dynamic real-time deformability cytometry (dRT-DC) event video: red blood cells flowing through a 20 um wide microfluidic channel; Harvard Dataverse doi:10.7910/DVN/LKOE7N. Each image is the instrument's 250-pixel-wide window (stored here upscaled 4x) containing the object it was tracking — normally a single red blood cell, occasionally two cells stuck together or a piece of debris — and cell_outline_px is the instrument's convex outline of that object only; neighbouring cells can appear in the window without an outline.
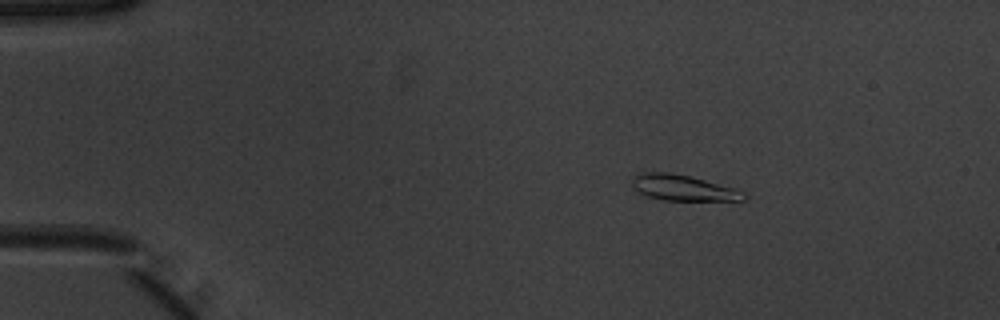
{"species": "common noctule bat (a hibernating species)", "species_latin": "Nyctalus noctula", "temperature_condition": "warm", "stored_images_in_passage": 51, "camera_frame_rate_fps": 3000, "um_per_image_px": 0.085, "animal": {"sex": "male", "body_mass_g": 20.1, "forearm_length_mm": 53.5}, "frame": {"image": 1, "passage_image": 8, "time_ms": 2.333, "image_size_px": [1000, 320], "cell_outline_px": [[748, 196], [744, 200], [664, 200], [648, 196], [632, 188], [632, 180], [636, 176], [648, 172], [668, 172], [688, 176], [704, 180], [732, 188], [744, 192]], "centroid_in_image_um": [58.06, 15.97], "position_along_channel_um": 26.9, "area_um2": 16.3}}
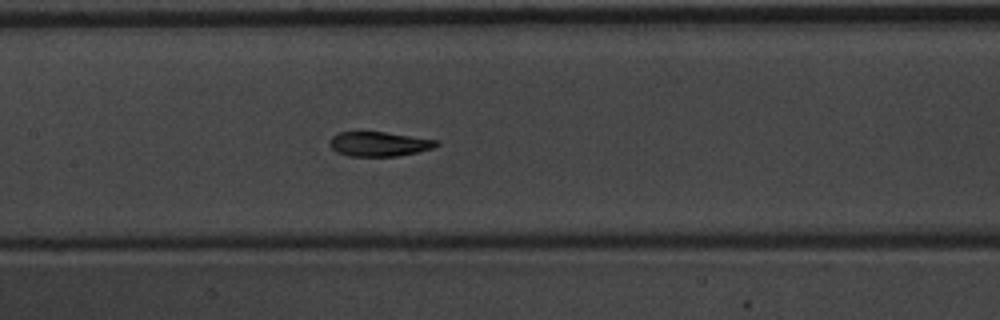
{"frame": {"image": 2, "passage_image": 25, "time_ms": 8.0, "image_size_px": [1000, 320], "cell_outline_px": [[440, 144], [432, 148], [416, 152], [396, 156], [348, 156], [336, 152], [328, 144], [332, 136], [340, 132], [384, 132], [436, 140]], "centroid_in_image_um": [32.17, 12.24], "position_along_channel_um": 175.2, "area_um2": 15.09}}
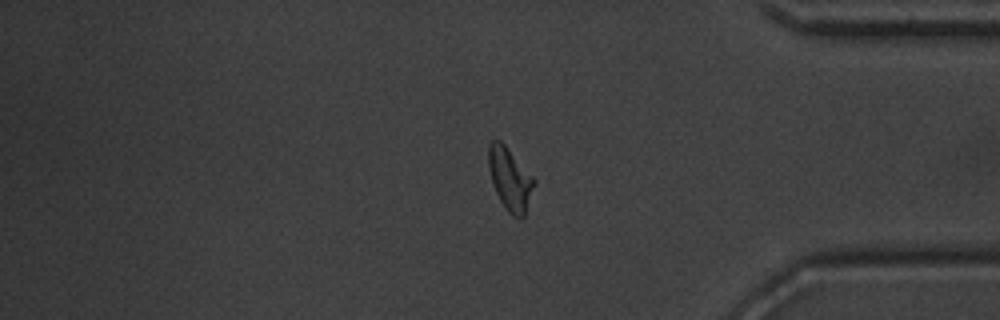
{"frame": {"image": 3, "passage_image": 43, "time_ms": 14.0, "image_size_px": [1000, 320], "cell_outline_px": [[536, 184], [524, 216], [520, 220], [512, 216], [504, 208], [492, 184], [488, 168], [488, 148], [492, 140], [500, 140], [504, 144], [536, 180]], "centroid_in_image_um": [43.35, 15.26], "position_along_channel_um": 391.8, "area_um2": 16.76}, "authors_computed_cell_mechanics": {"area_um2": 16.2418, "velocity_mm_per_s": 3.9279, "shape_relaxation_time_tau1_ms": 2.4633, "shape_relaxation_time_tau2_ms": 1.5619, "deformation_change_tau1": 0.152, "deformation_change_tau2": 0.0897}}